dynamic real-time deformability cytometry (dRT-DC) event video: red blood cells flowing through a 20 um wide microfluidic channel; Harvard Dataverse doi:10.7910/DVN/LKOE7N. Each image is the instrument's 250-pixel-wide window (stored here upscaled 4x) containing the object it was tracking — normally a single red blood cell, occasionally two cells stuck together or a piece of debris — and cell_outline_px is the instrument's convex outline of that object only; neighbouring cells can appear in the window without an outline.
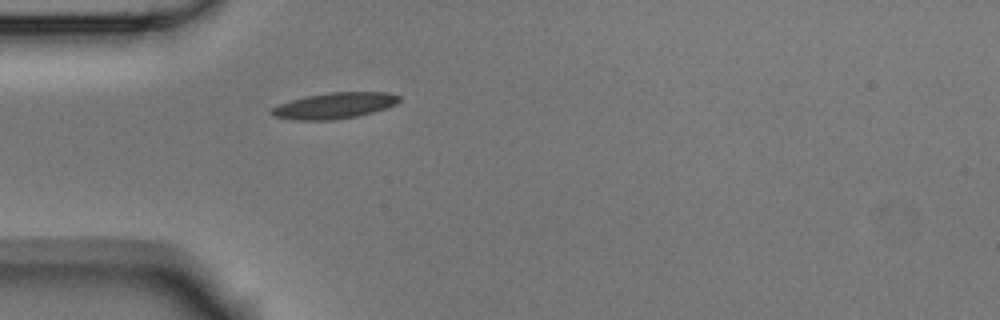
{"species": "Egyptian fruit bat (a non-hibernating species)", "species_latin": "Rousettus aegyptiacus", "temperature_condition": "room temperature", "stored_images_in_passage": 4, "camera_frame_rate_fps": 3000, "um_per_image_px": 0.085, "animal": {"sex": "male"}, "frame": {"image": 1, "passage_image": 4, "time_ms": 1.0, "image_size_px": [1000, 320], "cell_outline_px": [[400, 100], [396, 104], [372, 112], [356, 116], [332, 120], [296, 120], [272, 116], [268, 112], [272, 108], [280, 104], [304, 96], [328, 92], [388, 92], [400, 96]], "centroid_in_image_um": [28.4, 8.97], "position_along_channel_um": 56.6, "area_um2": 19.31}}